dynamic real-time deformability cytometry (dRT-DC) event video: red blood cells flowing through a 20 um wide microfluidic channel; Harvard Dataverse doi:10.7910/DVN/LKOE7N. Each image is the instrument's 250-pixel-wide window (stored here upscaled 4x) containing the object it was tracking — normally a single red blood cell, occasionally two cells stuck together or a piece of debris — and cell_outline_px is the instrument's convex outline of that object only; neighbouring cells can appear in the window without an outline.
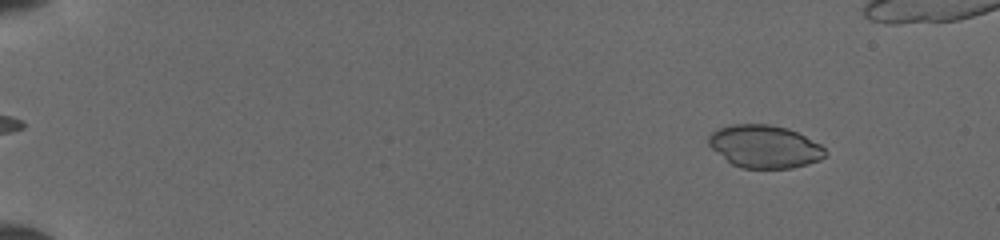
{"species": "common noctule bat (a hibernating species)", "species_latin": "Nyctalus noctula", "temperature_condition": "cold", "stored_images_in_passage": 47, "camera_frame_rate_fps": 3000, "um_per_image_px": 0.085, "animal": {"sex": "female", "body_mass_g": 19.5, "forearm_length_mm": 54.1}, "frame": {"image": 1, "passage_image": 6, "time_ms": 1.667, "image_size_px": [1000, 240], "cell_outline_px": [[824, 156], [808, 164], [792, 168], [744, 168], [732, 164], [712, 148], [708, 144], [708, 136], [712, 132], [720, 128], [732, 124], [768, 124], [788, 128], [820, 144], [824, 148]], "centroid_in_image_um": [64.96, 12.45], "position_along_channel_um": 20.0, "area_um2": 28.67}}
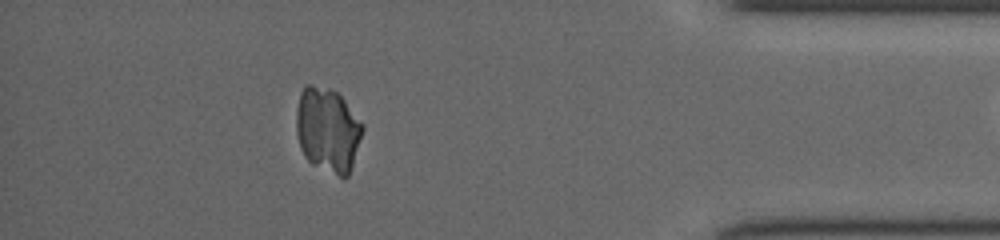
{"frame": {"image": 2, "passage_image": 46, "time_ms": 15.0, "image_size_px": [1000, 240], "cell_outline_px": [[364, 128], [348, 176], [344, 180], [312, 164], [304, 156], [300, 148], [296, 132], [296, 112], [300, 92], [304, 84], [312, 84], [328, 88], [336, 92], [344, 100], [364, 124]], "centroid_in_image_um": [27.84, 11.04], "position_along_channel_um": 407.4, "area_um2": 32.95}}